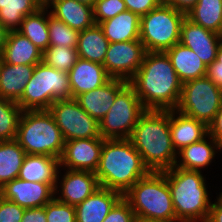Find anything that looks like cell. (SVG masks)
<instances>
[{
    "instance_id": "1",
    "label": "cell",
    "mask_w": 222,
    "mask_h": 222,
    "mask_svg": "<svg viewBox=\"0 0 222 222\" xmlns=\"http://www.w3.org/2000/svg\"><path fill=\"white\" fill-rule=\"evenodd\" d=\"M129 83L146 110L176 109L179 104L183 83L165 52H146Z\"/></svg>"
},
{
    "instance_id": "2",
    "label": "cell",
    "mask_w": 222,
    "mask_h": 222,
    "mask_svg": "<svg viewBox=\"0 0 222 222\" xmlns=\"http://www.w3.org/2000/svg\"><path fill=\"white\" fill-rule=\"evenodd\" d=\"M129 139L149 171L162 172L175 166L178 156L171 140L170 110H146Z\"/></svg>"
},
{
    "instance_id": "3",
    "label": "cell",
    "mask_w": 222,
    "mask_h": 222,
    "mask_svg": "<svg viewBox=\"0 0 222 222\" xmlns=\"http://www.w3.org/2000/svg\"><path fill=\"white\" fill-rule=\"evenodd\" d=\"M129 138L104 139L95 175L99 185L124 195L149 173Z\"/></svg>"
},
{
    "instance_id": "4",
    "label": "cell",
    "mask_w": 222,
    "mask_h": 222,
    "mask_svg": "<svg viewBox=\"0 0 222 222\" xmlns=\"http://www.w3.org/2000/svg\"><path fill=\"white\" fill-rule=\"evenodd\" d=\"M162 172L168 181L176 222H206L212 202L203 172L175 166Z\"/></svg>"
},
{
    "instance_id": "5",
    "label": "cell",
    "mask_w": 222,
    "mask_h": 222,
    "mask_svg": "<svg viewBox=\"0 0 222 222\" xmlns=\"http://www.w3.org/2000/svg\"><path fill=\"white\" fill-rule=\"evenodd\" d=\"M123 197L130 203L138 218L176 222L168 181L163 172L150 171Z\"/></svg>"
},
{
    "instance_id": "6",
    "label": "cell",
    "mask_w": 222,
    "mask_h": 222,
    "mask_svg": "<svg viewBox=\"0 0 222 222\" xmlns=\"http://www.w3.org/2000/svg\"><path fill=\"white\" fill-rule=\"evenodd\" d=\"M15 140L26 154L47 155L60 159L65 141L49 110L23 111Z\"/></svg>"
},
{
    "instance_id": "7",
    "label": "cell",
    "mask_w": 222,
    "mask_h": 222,
    "mask_svg": "<svg viewBox=\"0 0 222 222\" xmlns=\"http://www.w3.org/2000/svg\"><path fill=\"white\" fill-rule=\"evenodd\" d=\"M72 98L68 73L47 66L43 61L35 65L17 104L23 111L48 110L56 101Z\"/></svg>"
},
{
    "instance_id": "8",
    "label": "cell",
    "mask_w": 222,
    "mask_h": 222,
    "mask_svg": "<svg viewBox=\"0 0 222 222\" xmlns=\"http://www.w3.org/2000/svg\"><path fill=\"white\" fill-rule=\"evenodd\" d=\"M186 14L162 2L140 17V37L147 52H165L180 42L181 24Z\"/></svg>"
},
{
    "instance_id": "9",
    "label": "cell",
    "mask_w": 222,
    "mask_h": 222,
    "mask_svg": "<svg viewBox=\"0 0 222 222\" xmlns=\"http://www.w3.org/2000/svg\"><path fill=\"white\" fill-rule=\"evenodd\" d=\"M221 105L222 89L207 76H203L182 84L181 97L176 110L209 127Z\"/></svg>"
},
{
    "instance_id": "10",
    "label": "cell",
    "mask_w": 222,
    "mask_h": 222,
    "mask_svg": "<svg viewBox=\"0 0 222 222\" xmlns=\"http://www.w3.org/2000/svg\"><path fill=\"white\" fill-rule=\"evenodd\" d=\"M146 111L128 82L118 93L108 113L99 122L103 139L130 138L139 117Z\"/></svg>"
},
{
    "instance_id": "11",
    "label": "cell",
    "mask_w": 222,
    "mask_h": 222,
    "mask_svg": "<svg viewBox=\"0 0 222 222\" xmlns=\"http://www.w3.org/2000/svg\"><path fill=\"white\" fill-rule=\"evenodd\" d=\"M48 110L65 142L101 137L99 122L88 115L75 98L56 100Z\"/></svg>"
},
{
    "instance_id": "12",
    "label": "cell",
    "mask_w": 222,
    "mask_h": 222,
    "mask_svg": "<svg viewBox=\"0 0 222 222\" xmlns=\"http://www.w3.org/2000/svg\"><path fill=\"white\" fill-rule=\"evenodd\" d=\"M146 52L140 40L109 43L103 66L111 78L129 82L143 63Z\"/></svg>"
},
{
    "instance_id": "13",
    "label": "cell",
    "mask_w": 222,
    "mask_h": 222,
    "mask_svg": "<svg viewBox=\"0 0 222 222\" xmlns=\"http://www.w3.org/2000/svg\"><path fill=\"white\" fill-rule=\"evenodd\" d=\"M103 141L102 137L66 141L60 158V167L65 170L95 173L99 165Z\"/></svg>"
},
{
    "instance_id": "14",
    "label": "cell",
    "mask_w": 222,
    "mask_h": 222,
    "mask_svg": "<svg viewBox=\"0 0 222 222\" xmlns=\"http://www.w3.org/2000/svg\"><path fill=\"white\" fill-rule=\"evenodd\" d=\"M59 173L61 172H58L54 193L55 198L62 203L76 206L100 187L93 172L67 169L63 176Z\"/></svg>"
},
{
    "instance_id": "15",
    "label": "cell",
    "mask_w": 222,
    "mask_h": 222,
    "mask_svg": "<svg viewBox=\"0 0 222 222\" xmlns=\"http://www.w3.org/2000/svg\"><path fill=\"white\" fill-rule=\"evenodd\" d=\"M2 197L29 209L45 206L54 197V189L47 183L29 182L19 178L6 183L2 188Z\"/></svg>"
},
{
    "instance_id": "16",
    "label": "cell",
    "mask_w": 222,
    "mask_h": 222,
    "mask_svg": "<svg viewBox=\"0 0 222 222\" xmlns=\"http://www.w3.org/2000/svg\"><path fill=\"white\" fill-rule=\"evenodd\" d=\"M222 35L205 29L186 16L181 24L180 43L189 47L208 67L216 60Z\"/></svg>"
},
{
    "instance_id": "17",
    "label": "cell",
    "mask_w": 222,
    "mask_h": 222,
    "mask_svg": "<svg viewBox=\"0 0 222 222\" xmlns=\"http://www.w3.org/2000/svg\"><path fill=\"white\" fill-rule=\"evenodd\" d=\"M127 83L123 79L111 78L103 86L84 92L75 99L88 115L100 122L115 102L117 93Z\"/></svg>"
},
{
    "instance_id": "18",
    "label": "cell",
    "mask_w": 222,
    "mask_h": 222,
    "mask_svg": "<svg viewBox=\"0 0 222 222\" xmlns=\"http://www.w3.org/2000/svg\"><path fill=\"white\" fill-rule=\"evenodd\" d=\"M68 75L72 98L99 88L111 79L102 64L81 58L77 59Z\"/></svg>"
},
{
    "instance_id": "19",
    "label": "cell",
    "mask_w": 222,
    "mask_h": 222,
    "mask_svg": "<svg viewBox=\"0 0 222 222\" xmlns=\"http://www.w3.org/2000/svg\"><path fill=\"white\" fill-rule=\"evenodd\" d=\"M122 197L121 193L100 186L75 206L76 222H103Z\"/></svg>"
},
{
    "instance_id": "20",
    "label": "cell",
    "mask_w": 222,
    "mask_h": 222,
    "mask_svg": "<svg viewBox=\"0 0 222 222\" xmlns=\"http://www.w3.org/2000/svg\"><path fill=\"white\" fill-rule=\"evenodd\" d=\"M170 134L173 148L179 152L183 147L202 140L209 134L208 126L176 109H170Z\"/></svg>"
},
{
    "instance_id": "21",
    "label": "cell",
    "mask_w": 222,
    "mask_h": 222,
    "mask_svg": "<svg viewBox=\"0 0 222 222\" xmlns=\"http://www.w3.org/2000/svg\"><path fill=\"white\" fill-rule=\"evenodd\" d=\"M60 159L47 155L26 154L18 178L49 184L54 190L60 170Z\"/></svg>"
},
{
    "instance_id": "22",
    "label": "cell",
    "mask_w": 222,
    "mask_h": 222,
    "mask_svg": "<svg viewBox=\"0 0 222 222\" xmlns=\"http://www.w3.org/2000/svg\"><path fill=\"white\" fill-rule=\"evenodd\" d=\"M206 138L210 141L208 142ZM218 151L221 152L222 150L213 137L208 134L202 140L185 146L177 152L179 157H177L175 167L185 170L202 171L201 169L204 170V167L207 166L208 168Z\"/></svg>"
},
{
    "instance_id": "23",
    "label": "cell",
    "mask_w": 222,
    "mask_h": 222,
    "mask_svg": "<svg viewBox=\"0 0 222 222\" xmlns=\"http://www.w3.org/2000/svg\"><path fill=\"white\" fill-rule=\"evenodd\" d=\"M42 51L18 31H9L0 59L11 65H37Z\"/></svg>"
},
{
    "instance_id": "24",
    "label": "cell",
    "mask_w": 222,
    "mask_h": 222,
    "mask_svg": "<svg viewBox=\"0 0 222 222\" xmlns=\"http://www.w3.org/2000/svg\"><path fill=\"white\" fill-rule=\"evenodd\" d=\"M56 19L63 21L72 29L83 31L95 24L93 7L75 0H52L47 6Z\"/></svg>"
},
{
    "instance_id": "25",
    "label": "cell",
    "mask_w": 222,
    "mask_h": 222,
    "mask_svg": "<svg viewBox=\"0 0 222 222\" xmlns=\"http://www.w3.org/2000/svg\"><path fill=\"white\" fill-rule=\"evenodd\" d=\"M34 65H11L0 59V97L18 102L30 80Z\"/></svg>"
},
{
    "instance_id": "26",
    "label": "cell",
    "mask_w": 222,
    "mask_h": 222,
    "mask_svg": "<svg viewBox=\"0 0 222 222\" xmlns=\"http://www.w3.org/2000/svg\"><path fill=\"white\" fill-rule=\"evenodd\" d=\"M165 53L182 83L207 75L206 64L194 51L180 42Z\"/></svg>"
},
{
    "instance_id": "27",
    "label": "cell",
    "mask_w": 222,
    "mask_h": 222,
    "mask_svg": "<svg viewBox=\"0 0 222 222\" xmlns=\"http://www.w3.org/2000/svg\"><path fill=\"white\" fill-rule=\"evenodd\" d=\"M99 26L109 43L139 40L140 37V17L128 10L100 22Z\"/></svg>"
},
{
    "instance_id": "28",
    "label": "cell",
    "mask_w": 222,
    "mask_h": 222,
    "mask_svg": "<svg viewBox=\"0 0 222 222\" xmlns=\"http://www.w3.org/2000/svg\"><path fill=\"white\" fill-rule=\"evenodd\" d=\"M109 40L104 36L99 24H94L79 33L76 50L78 57L103 65Z\"/></svg>"
},
{
    "instance_id": "29",
    "label": "cell",
    "mask_w": 222,
    "mask_h": 222,
    "mask_svg": "<svg viewBox=\"0 0 222 222\" xmlns=\"http://www.w3.org/2000/svg\"><path fill=\"white\" fill-rule=\"evenodd\" d=\"M192 22L222 35V0H198L186 13Z\"/></svg>"
},
{
    "instance_id": "30",
    "label": "cell",
    "mask_w": 222,
    "mask_h": 222,
    "mask_svg": "<svg viewBox=\"0 0 222 222\" xmlns=\"http://www.w3.org/2000/svg\"><path fill=\"white\" fill-rule=\"evenodd\" d=\"M25 156V150L15 139L0 141V188L18 178Z\"/></svg>"
},
{
    "instance_id": "31",
    "label": "cell",
    "mask_w": 222,
    "mask_h": 222,
    "mask_svg": "<svg viewBox=\"0 0 222 222\" xmlns=\"http://www.w3.org/2000/svg\"><path fill=\"white\" fill-rule=\"evenodd\" d=\"M47 9L48 7H40L34 13L25 16L17 30L42 52L49 46Z\"/></svg>"
},
{
    "instance_id": "32",
    "label": "cell",
    "mask_w": 222,
    "mask_h": 222,
    "mask_svg": "<svg viewBox=\"0 0 222 222\" xmlns=\"http://www.w3.org/2000/svg\"><path fill=\"white\" fill-rule=\"evenodd\" d=\"M40 7L36 0H0V23L8 31H17L24 17Z\"/></svg>"
},
{
    "instance_id": "33",
    "label": "cell",
    "mask_w": 222,
    "mask_h": 222,
    "mask_svg": "<svg viewBox=\"0 0 222 222\" xmlns=\"http://www.w3.org/2000/svg\"><path fill=\"white\" fill-rule=\"evenodd\" d=\"M22 112L16 102L0 97V141L16 138Z\"/></svg>"
},
{
    "instance_id": "34",
    "label": "cell",
    "mask_w": 222,
    "mask_h": 222,
    "mask_svg": "<svg viewBox=\"0 0 222 222\" xmlns=\"http://www.w3.org/2000/svg\"><path fill=\"white\" fill-rule=\"evenodd\" d=\"M76 47L48 46L42 53V61L50 67L68 73L77 62Z\"/></svg>"
},
{
    "instance_id": "35",
    "label": "cell",
    "mask_w": 222,
    "mask_h": 222,
    "mask_svg": "<svg viewBox=\"0 0 222 222\" xmlns=\"http://www.w3.org/2000/svg\"><path fill=\"white\" fill-rule=\"evenodd\" d=\"M49 46L76 47L80 31L56 19L48 11Z\"/></svg>"
},
{
    "instance_id": "36",
    "label": "cell",
    "mask_w": 222,
    "mask_h": 222,
    "mask_svg": "<svg viewBox=\"0 0 222 222\" xmlns=\"http://www.w3.org/2000/svg\"><path fill=\"white\" fill-rule=\"evenodd\" d=\"M125 11L127 8L123 0H96L93 6L95 24L111 19Z\"/></svg>"
},
{
    "instance_id": "37",
    "label": "cell",
    "mask_w": 222,
    "mask_h": 222,
    "mask_svg": "<svg viewBox=\"0 0 222 222\" xmlns=\"http://www.w3.org/2000/svg\"><path fill=\"white\" fill-rule=\"evenodd\" d=\"M47 222H76L75 206L62 203L55 197L45 205Z\"/></svg>"
},
{
    "instance_id": "38",
    "label": "cell",
    "mask_w": 222,
    "mask_h": 222,
    "mask_svg": "<svg viewBox=\"0 0 222 222\" xmlns=\"http://www.w3.org/2000/svg\"><path fill=\"white\" fill-rule=\"evenodd\" d=\"M136 215L130 203L122 197L111 209L103 222H135Z\"/></svg>"
},
{
    "instance_id": "39",
    "label": "cell",
    "mask_w": 222,
    "mask_h": 222,
    "mask_svg": "<svg viewBox=\"0 0 222 222\" xmlns=\"http://www.w3.org/2000/svg\"><path fill=\"white\" fill-rule=\"evenodd\" d=\"M25 208L10 200H0V222H21Z\"/></svg>"
},
{
    "instance_id": "40",
    "label": "cell",
    "mask_w": 222,
    "mask_h": 222,
    "mask_svg": "<svg viewBox=\"0 0 222 222\" xmlns=\"http://www.w3.org/2000/svg\"><path fill=\"white\" fill-rule=\"evenodd\" d=\"M128 11L137 14L139 17L146 15L152 9L157 8L161 0H123Z\"/></svg>"
},
{
    "instance_id": "41",
    "label": "cell",
    "mask_w": 222,
    "mask_h": 222,
    "mask_svg": "<svg viewBox=\"0 0 222 222\" xmlns=\"http://www.w3.org/2000/svg\"><path fill=\"white\" fill-rule=\"evenodd\" d=\"M21 222H47L45 206L25 209Z\"/></svg>"
},
{
    "instance_id": "42",
    "label": "cell",
    "mask_w": 222,
    "mask_h": 222,
    "mask_svg": "<svg viewBox=\"0 0 222 222\" xmlns=\"http://www.w3.org/2000/svg\"><path fill=\"white\" fill-rule=\"evenodd\" d=\"M209 134L222 149V105L217 112L214 121L209 125Z\"/></svg>"
},
{
    "instance_id": "43",
    "label": "cell",
    "mask_w": 222,
    "mask_h": 222,
    "mask_svg": "<svg viewBox=\"0 0 222 222\" xmlns=\"http://www.w3.org/2000/svg\"><path fill=\"white\" fill-rule=\"evenodd\" d=\"M219 87L222 86V65L217 60L213 61L207 68V75Z\"/></svg>"
},
{
    "instance_id": "44",
    "label": "cell",
    "mask_w": 222,
    "mask_h": 222,
    "mask_svg": "<svg viewBox=\"0 0 222 222\" xmlns=\"http://www.w3.org/2000/svg\"><path fill=\"white\" fill-rule=\"evenodd\" d=\"M216 200L210 205L206 222H222V203L218 199Z\"/></svg>"
},
{
    "instance_id": "45",
    "label": "cell",
    "mask_w": 222,
    "mask_h": 222,
    "mask_svg": "<svg viewBox=\"0 0 222 222\" xmlns=\"http://www.w3.org/2000/svg\"><path fill=\"white\" fill-rule=\"evenodd\" d=\"M197 1L198 0H167L166 3L186 14Z\"/></svg>"
},
{
    "instance_id": "46",
    "label": "cell",
    "mask_w": 222,
    "mask_h": 222,
    "mask_svg": "<svg viewBox=\"0 0 222 222\" xmlns=\"http://www.w3.org/2000/svg\"><path fill=\"white\" fill-rule=\"evenodd\" d=\"M8 33L9 31L0 23V55L6 44Z\"/></svg>"
},
{
    "instance_id": "47",
    "label": "cell",
    "mask_w": 222,
    "mask_h": 222,
    "mask_svg": "<svg viewBox=\"0 0 222 222\" xmlns=\"http://www.w3.org/2000/svg\"><path fill=\"white\" fill-rule=\"evenodd\" d=\"M216 60H217L218 62H220L221 65H222V41H221V43L219 44L218 49H217Z\"/></svg>"
},
{
    "instance_id": "48",
    "label": "cell",
    "mask_w": 222,
    "mask_h": 222,
    "mask_svg": "<svg viewBox=\"0 0 222 222\" xmlns=\"http://www.w3.org/2000/svg\"><path fill=\"white\" fill-rule=\"evenodd\" d=\"M135 222H167V221H163V220H150V219H144V218L136 217Z\"/></svg>"
},
{
    "instance_id": "49",
    "label": "cell",
    "mask_w": 222,
    "mask_h": 222,
    "mask_svg": "<svg viewBox=\"0 0 222 222\" xmlns=\"http://www.w3.org/2000/svg\"><path fill=\"white\" fill-rule=\"evenodd\" d=\"M75 1L93 7L96 0H75Z\"/></svg>"
},
{
    "instance_id": "50",
    "label": "cell",
    "mask_w": 222,
    "mask_h": 222,
    "mask_svg": "<svg viewBox=\"0 0 222 222\" xmlns=\"http://www.w3.org/2000/svg\"><path fill=\"white\" fill-rule=\"evenodd\" d=\"M36 1L41 7H47L51 3V0H36Z\"/></svg>"
},
{
    "instance_id": "51",
    "label": "cell",
    "mask_w": 222,
    "mask_h": 222,
    "mask_svg": "<svg viewBox=\"0 0 222 222\" xmlns=\"http://www.w3.org/2000/svg\"><path fill=\"white\" fill-rule=\"evenodd\" d=\"M216 199H218L222 203V192H219V195Z\"/></svg>"
},
{
    "instance_id": "52",
    "label": "cell",
    "mask_w": 222,
    "mask_h": 222,
    "mask_svg": "<svg viewBox=\"0 0 222 222\" xmlns=\"http://www.w3.org/2000/svg\"><path fill=\"white\" fill-rule=\"evenodd\" d=\"M1 198H2V192H1V188H0V200H1Z\"/></svg>"
}]
</instances>
